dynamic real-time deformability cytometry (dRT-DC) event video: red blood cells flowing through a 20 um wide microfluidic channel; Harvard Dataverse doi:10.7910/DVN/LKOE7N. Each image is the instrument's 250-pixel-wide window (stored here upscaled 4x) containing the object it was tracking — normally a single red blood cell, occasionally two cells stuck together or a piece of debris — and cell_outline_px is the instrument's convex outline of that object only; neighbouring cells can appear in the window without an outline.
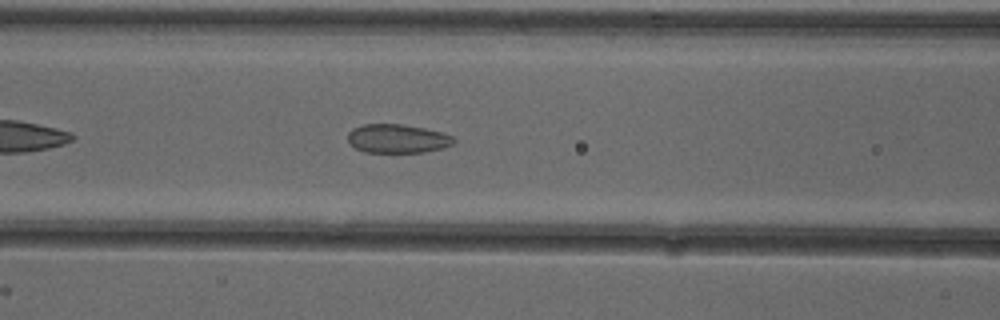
{"species": "common noctule bat (a hibernating species)", "species_latin": "Nyctalus noctula", "temperature_condition": "cold", "stored_images_in_passage": 39, "camera_frame_rate_fps": 3000, "um_per_image_px": 0.085, "animal": {"sex": "female"}, "frame": {"image": 1, "passage_image": 9, "time_ms": 2.667, "image_size_px": [1000, 320], "cell_outline_px": [[456, 140], [452, 144], [444, 148], [424, 152], [364, 152], [356, 148], [348, 140], [348, 132], [352, 128], [364, 124], [400, 124], [424, 128], [440, 132], [452, 136]], "centroid_in_image_um": [33.78, 11.78], "position_along_channel_um": 132.8, "area_um2": 17.69}}
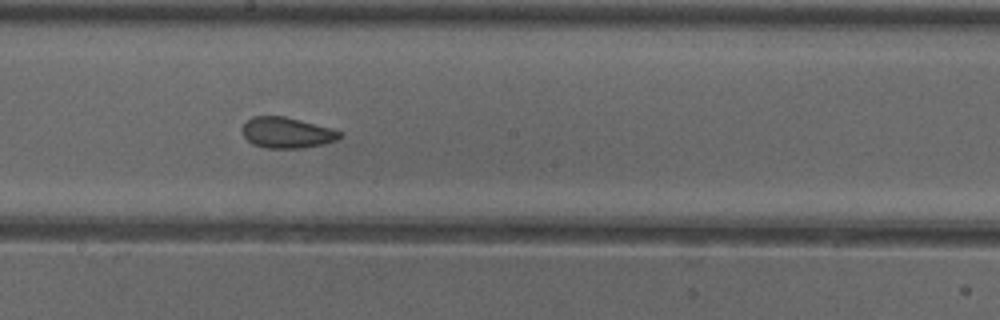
{"frame": {"image": 2, "passage_image": 16, "time_ms": 5.0, "image_size_px": [1000, 320], "cell_outline_px": [[344, 136], [336, 140], [324, 144], [300, 148], [268, 148], [252, 144], [244, 136], [240, 128], [252, 116], [284, 116], [332, 128], [344, 132]], "centroid_in_image_um": [24.41, 11.28], "position_along_channel_um": 223.8, "area_um2": 17.63}}
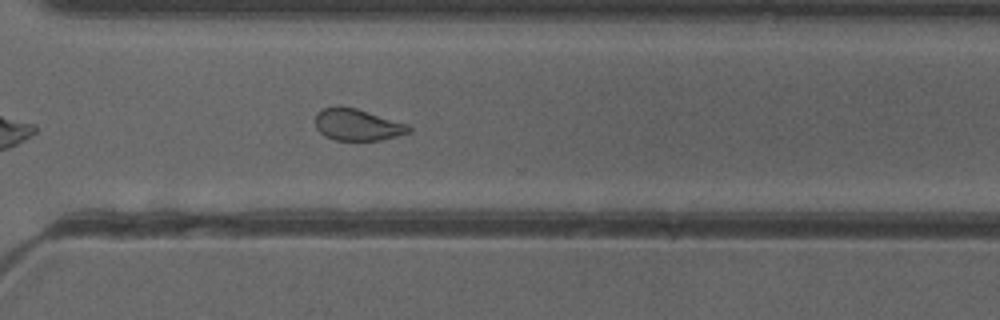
{"frame": {"image": 3, "passage_image": 25, "time_ms": 8.0, "image_size_px": [1000, 320], "cell_outline_px": [[412, 132], [380, 140], [336, 140], [324, 136], [316, 128], [316, 112], [324, 108], [336, 104], [356, 108], [408, 124], [412, 128]], "centroid_in_image_um": [30.36, 10.58], "position_along_channel_um": 340.2, "area_um2": 17.46}, "authors_computed_cell_mechanics": {"area_um2": 18.5538, "velocity_mm_per_s": 3.8911, "shape_relaxation_time_tau1_ms": null, "shape_relaxation_time_tau2_ms": 1.4667, "deformation_change_tau1": null, "deformation_change_tau2": 0.0694}}